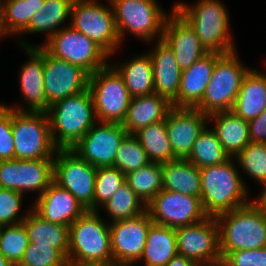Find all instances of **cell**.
<instances>
[{"label":"cell","mask_w":266,"mask_h":266,"mask_svg":"<svg viewBox=\"0 0 266 266\" xmlns=\"http://www.w3.org/2000/svg\"><path fill=\"white\" fill-rule=\"evenodd\" d=\"M235 158L216 166L200 168L201 204L208 216L245 206L249 200L248 187L236 168Z\"/></svg>","instance_id":"6da1fadb"},{"label":"cell","mask_w":266,"mask_h":266,"mask_svg":"<svg viewBox=\"0 0 266 266\" xmlns=\"http://www.w3.org/2000/svg\"><path fill=\"white\" fill-rule=\"evenodd\" d=\"M69 266H112L110 223L87 211L69 226Z\"/></svg>","instance_id":"7a4b0ae2"},{"label":"cell","mask_w":266,"mask_h":266,"mask_svg":"<svg viewBox=\"0 0 266 266\" xmlns=\"http://www.w3.org/2000/svg\"><path fill=\"white\" fill-rule=\"evenodd\" d=\"M173 8L190 24L208 52L228 54L236 50L227 6L220 0L196 4L175 2Z\"/></svg>","instance_id":"3957f363"},{"label":"cell","mask_w":266,"mask_h":266,"mask_svg":"<svg viewBox=\"0 0 266 266\" xmlns=\"http://www.w3.org/2000/svg\"><path fill=\"white\" fill-rule=\"evenodd\" d=\"M46 114L57 149H71L98 122L89 89L54 103Z\"/></svg>","instance_id":"277c9868"},{"label":"cell","mask_w":266,"mask_h":266,"mask_svg":"<svg viewBox=\"0 0 266 266\" xmlns=\"http://www.w3.org/2000/svg\"><path fill=\"white\" fill-rule=\"evenodd\" d=\"M221 257L238 250L266 247V214L254 203L215 216Z\"/></svg>","instance_id":"5b68a950"},{"label":"cell","mask_w":266,"mask_h":266,"mask_svg":"<svg viewBox=\"0 0 266 266\" xmlns=\"http://www.w3.org/2000/svg\"><path fill=\"white\" fill-rule=\"evenodd\" d=\"M237 55L236 51L223 54L216 61L211 79L195 109L206 115L232 109L242 80L250 69Z\"/></svg>","instance_id":"8992f818"},{"label":"cell","mask_w":266,"mask_h":266,"mask_svg":"<svg viewBox=\"0 0 266 266\" xmlns=\"http://www.w3.org/2000/svg\"><path fill=\"white\" fill-rule=\"evenodd\" d=\"M115 14L121 43L125 32L145 42L162 39L164 23L169 13L158 6L157 0H110ZM153 40V41H152Z\"/></svg>","instance_id":"52a82bcc"},{"label":"cell","mask_w":266,"mask_h":266,"mask_svg":"<svg viewBox=\"0 0 266 266\" xmlns=\"http://www.w3.org/2000/svg\"><path fill=\"white\" fill-rule=\"evenodd\" d=\"M99 0H74L69 25L101 46L110 56L121 47L115 14L110 0L108 5Z\"/></svg>","instance_id":"ba28073f"},{"label":"cell","mask_w":266,"mask_h":266,"mask_svg":"<svg viewBox=\"0 0 266 266\" xmlns=\"http://www.w3.org/2000/svg\"><path fill=\"white\" fill-rule=\"evenodd\" d=\"M88 89L92 94L97 120L122 124L131 96L122 76L110 63L89 75Z\"/></svg>","instance_id":"9c48e42d"},{"label":"cell","mask_w":266,"mask_h":266,"mask_svg":"<svg viewBox=\"0 0 266 266\" xmlns=\"http://www.w3.org/2000/svg\"><path fill=\"white\" fill-rule=\"evenodd\" d=\"M15 159H54V146L46 113L12 110Z\"/></svg>","instance_id":"30bf717a"},{"label":"cell","mask_w":266,"mask_h":266,"mask_svg":"<svg viewBox=\"0 0 266 266\" xmlns=\"http://www.w3.org/2000/svg\"><path fill=\"white\" fill-rule=\"evenodd\" d=\"M52 56L75 64L89 75L107 66L110 55L95 41L68 25L42 45Z\"/></svg>","instance_id":"8fae6325"},{"label":"cell","mask_w":266,"mask_h":266,"mask_svg":"<svg viewBox=\"0 0 266 266\" xmlns=\"http://www.w3.org/2000/svg\"><path fill=\"white\" fill-rule=\"evenodd\" d=\"M97 167L71 149H57L54 155V182L68 190L88 211H93Z\"/></svg>","instance_id":"7c38bea8"},{"label":"cell","mask_w":266,"mask_h":266,"mask_svg":"<svg viewBox=\"0 0 266 266\" xmlns=\"http://www.w3.org/2000/svg\"><path fill=\"white\" fill-rule=\"evenodd\" d=\"M146 210L154 223L174 229L198 223L208 217L199 197L167 190H161L147 204Z\"/></svg>","instance_id":"4fadbf2b"},{"label":"cell","mask_w":266,"mask_h":266,"mask_svg":"<svg viewBox=\"0 0 266 266\" xmlns=\"http://www.w3.org/2000/svg\"><path fill=\"white\" fill-rule=\"evenodd\" d=\"M54 159H12L0 161V188L25 192L39 197L53 182Z\"/></svg>","instance_id":"5bb4252c"},{"label":"cell","mask_w":266,"mask_h":266,"mask_svg":"<svg viewBox=\"0 0 266 266\" xmlns=\"http://www.w3.org/2000/svg\"><path fill=\"white\" fill-rule=\"evenodd\" d=\"M127 135L122 124L98 121L71 150L94 167H114L118 146Z\"/></svg>","instance_id":"9a60e30c"},{"label":"cell","mask_w":266,"mask_h":266,"mask_svg":"<svg viewBox=\"0 0 266 266\" xmlns=\"http://www.w3.org/2000/svg\"><path fill=\"white\" fill-rule=\"evenodd\" d=\"M152 223L147 210L134 218L110 223L113 265L134 266L140 260Z\"/></svg>","instance_id":"2e32d148"},{"label":"cell","mask_w":266,"mask_h":266,"mask_svg":"<svg viewBox=\"0 0 266 266\" xmlns=\"http://www.w3.org/2000/svg\"><path fill=\"white\" fill-rule=\"evenodd\" d=\"M18 43L22 50L28 54V61L21 65L19 83L22 99L27 104L26 108L21 105H6L8 108L22 112L46 113L49 105L44 91V47L29 44L21 39Z\"/></svg>","instance_id":"e0dca14e"},{"label":"cell","mask_w":266,"mask_h":266,"mask_svg":"<svg viewBox=\"0 0 266 266\" xmlns=\"http://www.w3.org/2000/svg\"><path fill=\"white\" fill-rule=\"evenodd\" d=\"M88 79L80 66L56 58L44 48V91L49 106L84 92Z\"/></svg>","instance_id":"ac0fdd59"},{"label":"cell","mask_w":266,"mask_h":266,"mask_svg":"<svg viewBox=\"0 0 266 266\" xmlns=\"http://www.w3.org/2000/svg\"><path fill=\"white\" fill-rule=\"evenodd\" d=\"M177 253L197 263L221 258L219 227L215 217L175 229Z\"/></svg>","instance_id":"d6986e66"},{"label":"cell","mask_w":266,"mask_h":266,"mask_svg":"<svg viewBox=\"0 0 266 266\" xmlns=\"http://www.w3.org/2000/svg\"><path fill=\"white\" fill-rule=\"evenodd\" d=\"M162 40L172 49L181 70L208 53L194 29L174 8L164 23Z\"/></svg>","instance_id":"ffe728a7"},{"label":"cell","mask_w":266,"mask_h":266,"mask_svg":"<svg viewBox=\"0 0 266 266\" xmlns=\"http://www.w3.org/2000/svg\"><path fill=\"white\" fill-rule=\"evenodd\" d=\"M168 138L177 159H186L201 131L208 125V115L195 108L173 107L166 117Z\"/></svg>","instance_id":"44dd1931"},{"label":"cell","mask_w":266,"mask_h":266,"mask_svg":"<svg viewBox=\"0 0 266 266\" xmlns=\"http://www.w3.org/2000/svg\"><path fill=\"white\" fill-rule=\"evenodd\" d=\"M32 204V210L45 221L67 226L88 211L68 190L54 181Z\"/></svg>","instance_id":"7402d4cb"},{"label":"cell","mask_w":266,"mask_h":266,"mask_svg":"<svg viewBox=\"0 0 266 266\" xmlns=\"http://www.w3.org/2000/svg\"><path fill=\"white\" fill-rule=\"evenodd\" d=\"M222 55L218 52H208L191 67L182 70L178 96L172 102L173 107L195 108L200 103L215 63Z\"/></svg>","instance_id":"603a6c76"},{"label":"cell","mask_w":266,"mask_h":266,"mask_svg":"<svg viewBox=\"0 0 266 266\" xmlns=\"http://www.w3.org/2000/svg\"><path fill=\"white\" fill-rule=\"evenodd\" d=\"M149 52L153 68L154 91L171 103L177 98L182 70L172 49L162 40H156Z\"/></svg>","instance_id":"cb8c5ba5"},{"label":"cell","mask_w":266,"mask_h":266,"mask_svg":"<svg viewBox=\"0 0 266 266\" xmlns=\"http://www.w3.org/2000/svg\"><path fill=\"white\" fill-rule=\"evenodd\" d=\"M172 108L168 99L156 93L131 98L122 126L128 134H134L140 128L166 120Z\"/></svg>","instance_id":"d4e9b609"},{"label":"cell","mask_w":266,"mask_h":266,"mask_svg":"<svg viewBox=\"0 0 266 266\" xmlns=\"http://www.w3.org/2000/svg\"><path fill=\"white\" fill-rule=\"evenodd\" d=\"M266 110V74L249 69L245 74L231 109L244 120H251Z\"/></svg>","instance_id":"484cf974"},{"label":"cell","mask_w":266,"mask_h":266,"mask_svg":"<svg viewBox=\"0 0 266 266\" xmlns=\"http://www.w3.org/2000/svg\"><path fill=\"white\" fill-rule=\"evenodd\" d=\"M216 137L230 158L236 157L251 141L249 123L231 110L208 115Z\"/></svg>","instance_id":"4316f807"},{"label":"cell","mask_w":266,"mask_h":266,"mask_svg":"<svg viewBox=\"0 0 266 266\" xmlns=\"http://www.w3.org/2000/svg\"><path fill=\"white\" fill-rule=\"evenodd\" d=\"M162 190L200 198V168L186 159L162 163Z\"/></svg>","instance_id":"83f0119b"},{"label":"cell","mask_w":266,"mask_h":266,"mask_svg":"<svg viewBox=\"0 0 266 266\" xmlns=\"http://www.w3.org/2000/svg\"><path fill=\"white\" fill-rule=\"evenodd\" d=\"M110 64L122 76L131 98L155 93L152 62L148 52L124 63Z\"/></svg>","instance_id":"f1b7e54d"},{"label":"cell","mask_w":266,"mask_h":266,"mask_svg":"<svg viewBox=\"0 0 266 266\" xmlns=\"http://www.w3.org/2000/svg\"><path fill=\"white\" fill-rule=\"evenodd\" d=\"M177 254L175 229L153 222L139 262L144 266H165Z\"/></svg>","instance_id":"f546056e"},{"label":"cell","mask_w":266,"mask_h":266,"mask_svg":"<svg viewBox=\"0 0 266 266\" xmlns=\"http://www.w3.org/2000/svg\"><path fill=\"white\" fill-rule=\"evenodd\" d=\"M23 220L29 243L58 249L66 258L69 249V226L45 221L32 208Z\"/></svg>","instance_id":"4dcf8cb0"},{"label":"cell","mask_w":266,"mask_h":266,"mask_svg":"<svg viewBox=\"0 0 266 266\" xmlns=\"http://www.w3.org/2000/svg\"><path fill=\"white\" fill-rule=\"evenodd\" d=\"M45 0H0V39L20 35Z\"/></svg>","instance_id":"1f68e13d"},{"label":"cell","mask_w":266,"mask_h":266,"mask_svg":"<svg viewBox=\"0 0 266 266\" xmlns=\"http://www.w3.org/2000/svg\"><path fill=\"white\" fill-rule=\"evenodd\" d=\"M74 0H45L43 7L34 13L23 34H47L45 43L53 34L66 27L61 26L71 16Z\"/></svg>","instance_id":"d6a6232c"},{"label":"cell","mask_w":266,"mask_h":266,"mask_svg":"<svg viewBox=\"0 0 266 266\" xmlns=\"http://www.w3.org/2000/svg\"><path fill=\"white\" fill-rule=\"evenodd\" d=\"M133 135L146 151L150 162L162 164L177 160L168 138L165 120L140 128Z\"/></svg>","instance_id":"836d02e7"},{"label":"cell","mask_w":266,"mask_h":266,"mask_svg":"<svg viewBox=\"0 0 266 266\" xmlns=\"http://www.w3.org/2000/svg\"><path fill=\"white\" fill-rule=\"evenodd\" d=\"M230 159L223 146L209 126L201 131L186 160L198 168L216 166Z\"/></svg>","instance_id":"e575fe53"},{"label":"cell","mask_w":266,"mask_h":266,"mask_svg":"<svg viewBox=\"0 0 266 266\" xmlns=\"http://www.w3.org/2000/svg\"><path fill=\"white\" fill-rule=\"evenodd\" d=\"M125 182L147 204L162 190V164L150 162L125 175Z\"/></svg>","instance_id":"d590c367"},{"label":"cell","mask_w":266,"mask_h":266,"mask_svg":"<svg viewBox=\"0 0 266 266\" xmlns=\"http://www.w3.org/2000/svg\"><path fill=\"white\" fill-rule=\"evenodd\" d=\"M100 209L106 210L111 222L134 218L146 211L144 204L130 186L124 182L117 192Z\"/></svg>","instance_id":"8d00e7d4"},{"label":"cell","mask_w":266,"mask_h":266,"mask_svg":"<svg viewBox=\"0 0 266 266\" xmlns=\"http://www.w3.org/2000/svg\"><path fill=\"white\" fill-rule=\"evenodd\" d=\"M29 244L28 233L23 223L1 226L0 253L17 266Z\"/></svg>","instance_id":"74e56055"},{"label":"cell","mask_w":266,"mask_h":266,"mask_svg":"<svg viewBox=\"0 0 266 266\" xmlns=\"http://www.w3.org/2000/svg\"><path fill=\"white\" fill-rule=\"evenodd\" d=\"M150 163L146 151L133 134H128L118 146L114 167L125 175Z\"/></svg>","instance_id":"f35d334b"},{"label":"cell","mask_w":266,"mask_h":266,"mask_svg":"<svg viewBox=\"0 0 266 266\" xmlns=\"http://www.w3.org/2000/svg\"><path fill=\"white\" fill-rule=\"evenodd\" d=\"M238 167L256 180L259 185L266 184V143L250 142L236 157Z\"/></svg>","instance_id":"ab89813d"},{"label":"cell","mask_w":266,"mask_h":266,"mask_svg":"<svg viewBox=\"0 0 266 266\" xmlns=\"http://www.w3.org/2000/svg\"><path fill=\"white\" fill-rule=\"evenodd\" d=\"M124 182L125 174L116 167H97L93 211H100Z\"/></svg>","instance_id":"60d3db41"},{"label":"cell","mask_w":266,"mask_h":266,"mask_svg":"<svg viewBox=\"0 0 266 266\" xmlns=\"http://www.w3.org/2000/svg\"><path fill=\"white\" fill-rule=\"evenodd\" d=\"M17 266H69V264L58 249L29 243Z\"/></svg>","instance_id":"b9f144b4"},{"label":"cell","mask_w":266,"mask_h":266,"mask_svg":"<svg viewBox=\"0 0 266 266\" xmlns=\"http://www.w3.org/2000/svg\"><path fill=\"white\" fill-rule=\"evenodd\" d=\"M23 195L15 190L0 188V226L19 224L27 217L29 210L20 214Z\"/></svg>","instance_id":"7bdbcfd3"},{"label":"cell","mask_w":266,"mask_h":266,"mask_svg":"<svg viewBox=\"0 0 266 266\" xmlns=\"http://www.w3.org/2000/svg\"><path fill=\"white\" fill-rule=\"evenodd\" d=\"M12 109L0 104V161L15 159Z\"/></svg>","instance_id":"ee69618b"},{"label":"cell","mask_w":266,"mask_h":266,"mask_svg":"<svg viewBox=\"0 0 266 266\" xmlns=\"http://www.w3.org/2000/svg\"><path fill=\"white\" fill-rule=\"evenodd\" d=\"M222 258L228 266H266V247L231 251Z\"/></svg>","instance_id":"f6af8a7d"},{"label":"cell","mask_w":266,"mask_h":266,"mask_svg":"<svg viewBox=\"0 0 266 266\" xmlns=\"http://www.w3.org/2000/svg\"><path fill=\"white\" fill-rule=\"evenodd\" d=\"M249 137L253 143H266V110L248 121Z\"/></svg>","instance_id":"bcb514c9"},{"label":"cell","mask_w":266,"mask_h":266,"mask_svg":"<svg viewBox=\"0 0 266 266\" xmlns=\"http://www.w3.org/2000/svg\"><path fill=\"white\" fill-rule=\"evenodd\" d=\"M165 266H196V263L185 256L177 254Z\"/></svg>","instance_id":"7dc6e473"},{"label":"cell","mask_w":266,"mask_h":266,"mask_svg":"<svg viewBox=\"0 0 266 266\" xmlns=\"http://www.w3.org/2000/svg\"><path fill=\"white\" fill-rule=\"evenodd\" d=\"M262 190L260 191L258 197L252 202H254L265 214H266V184L262 185Z\"/></svg>","instance_id":"c3c4849f"},{"label":"cell","mask_w":266,"mask_h":266,"mask_svg":"<svg viewBox=\"0 0 266 266\" xmlns=\"http://www.w3.org/2000/svg\"><path fill=\"white\" fill-rule=\"evenodd\" d=\"M196 266H228L227 262L221 257L220 259L208 262L197 263Z\"/></svg>","instance_id":"681fc988"},{"label":"cell","mask_w":266,"mask_h":266,"mask_svg":"<svg viewBox=\"0 0 266 266\" xmlns=\"http://www.w3.org/2000/svg\"><path fill=\"white\" fill-rule=\"evenodd\" d=\"M0 266H14V265L0 253Z\"/></svg>","instance_id":"f907efd6"}]
</instances>
